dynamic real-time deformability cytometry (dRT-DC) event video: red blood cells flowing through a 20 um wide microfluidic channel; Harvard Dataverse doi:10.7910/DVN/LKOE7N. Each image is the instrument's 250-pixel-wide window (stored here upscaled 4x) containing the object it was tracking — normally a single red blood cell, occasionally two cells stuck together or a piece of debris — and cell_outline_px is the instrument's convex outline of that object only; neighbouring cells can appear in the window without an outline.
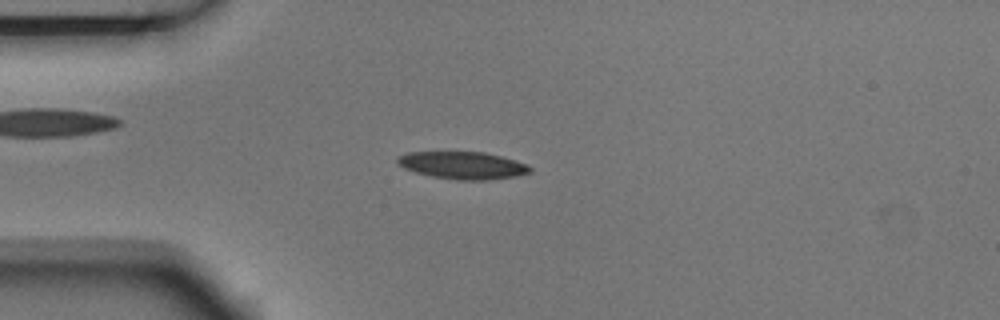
{"species": "Egyptian fruit bat (a non-hibernating species)", "species_latin": "Rousettus aegyptiacus", "temperature_condition": "room temperature", "stored_images_in_passage": 6, "camera_frame_rate_fps": 3000, "um_per_image_px": 0.085, "animal": {"sex": "male"}, "frame": {"image": 1, "passage_image": 3, "time_ms": 0.667, "image_size_px": [1000, 320], "cell_outline_px": [[532, 172], [516, 176], [488, 180], [456, 180], [432, 176], [416, 172], [404, 168], [396, 164], [396, 156], [408, 152], [484, 152], [516, 160], [528, 164], [532, 168]], "centroid_in_image_um": [39.33, 14.05], "position_along_channel_um": 45.7, "area_um2": 21.33}}
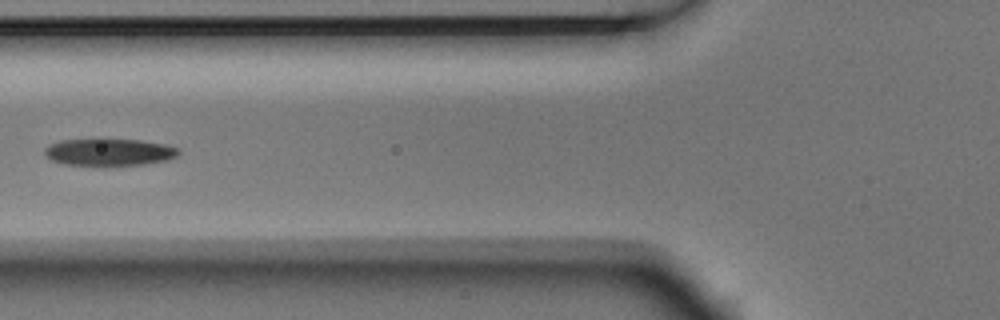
{"frame": {"image": 2, "passage_image": 5, "time_ms": 1.333, "image_size_px": [1000, 320], "cell_outline_px": [[180, 152], [176, 156], [168, 160], [144, 164], [112, 168], [104, 168], [64, 164], [52, 160], [44, 152], [44, 148], [60, 140], [100, 136], [104, 136], [140, 140], [164, 144], [176, 148]], "centroid_in_image_um": [9.24, 12.92], "position_along_channel_um": 116.6, "area_um2": 22.83}}
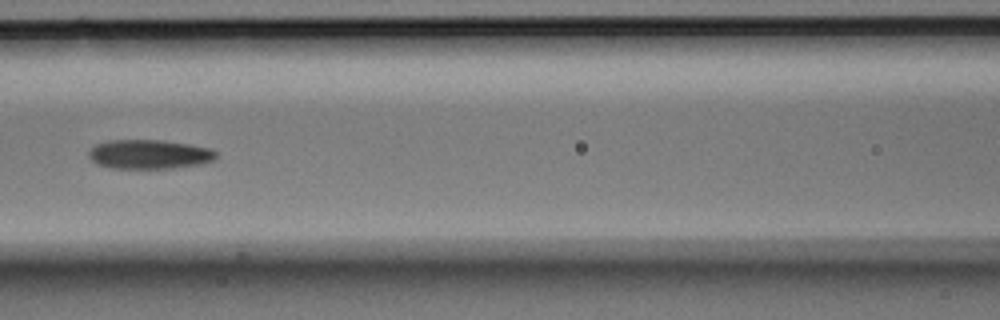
{"frame": {"image": 3, "passage_image": 6, "time_ms": 1.667, "image_size_px": [1000, 320], "cell_outline_px": [[216, 156], [212, 160], [200, 164], [172, 168], [116, 168], [96, 164], [88, 156], [88, 152], [96, 144], [108, 140], [164, 140], [212, 148], [216, 152]], "centroid_in_image_um": [12.68, 13.1], "position_along_channel_um": 153.9, "area_um2": 21.62}}